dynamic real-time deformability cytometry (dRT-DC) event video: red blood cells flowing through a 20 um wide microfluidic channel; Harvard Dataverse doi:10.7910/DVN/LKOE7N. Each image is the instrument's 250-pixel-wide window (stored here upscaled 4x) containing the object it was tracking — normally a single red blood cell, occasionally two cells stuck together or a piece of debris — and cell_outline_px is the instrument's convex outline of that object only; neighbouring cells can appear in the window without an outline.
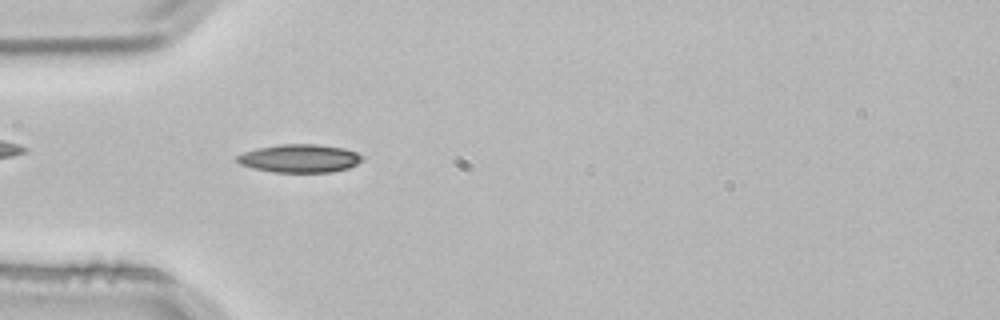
{"species": "common noctule bat (a hibernating species)", "species_latin": "Nyctalus noctula", "temperature_condition": "room temperature", "stored_images_in_passage": 4, "camera_frame_rate_fps": 3000, "um_per_image_px": 0.085, "animal": {"sex": "male", "body_mass_g": 21.5, "forearm_length_mm": 52.0}, "frame": {"image": 1, "passage_image": 4, "time_ms": 1.0, "image_size_px": [1000, 320], "cell_outline_px": [[364, 160], [348, 168], [332, 172], [272, 172], [252, 168], [240, 164], [236, 160], [236, 156], [244, 152], [256, 148], [280, 144], [316, 144], [344, 148], [356, 152], [364, 156]], "centroid_in_image_um": [25.47, 13.46], "position_along_channel_um": 59.5, "area_um2": 20.69}}